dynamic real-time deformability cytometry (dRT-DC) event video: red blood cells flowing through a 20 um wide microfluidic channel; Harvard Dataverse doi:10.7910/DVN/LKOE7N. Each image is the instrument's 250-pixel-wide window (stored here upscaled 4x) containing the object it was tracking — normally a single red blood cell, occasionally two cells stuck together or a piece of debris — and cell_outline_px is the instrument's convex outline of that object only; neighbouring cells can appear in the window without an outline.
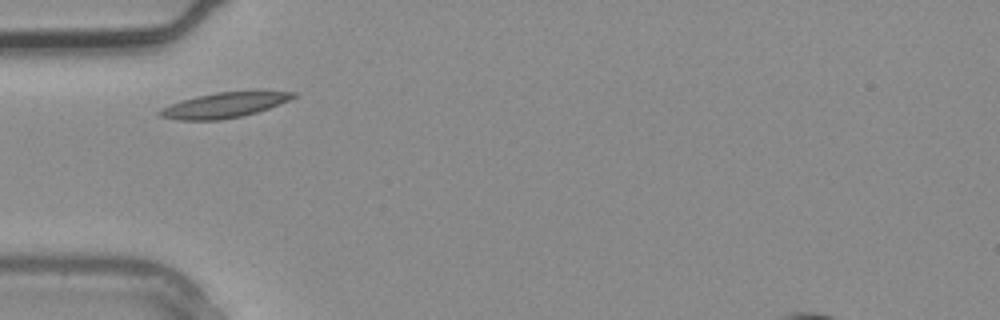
{"species": "common noctule bat (a hibernating species)", "species_latin": "Nyctalus noctula", "temperature_condition": "warm", "stored_images_in_passage": 1, "camera_frame_rate_fps": 3000, "um_per_image_px": 0.085, "animal": {"sex": "male", "body_mass_g": 20.4}, "frame": {"image": 1, "passage_image": 1, "time_ms": 0.0, "image_size_px": [1000, 320], "cell_outline_px": [[296, 96], [288, 100], [268, 108], [256, 112], [240, 116], [220, 120], [180, 120], [160, 116], [156, 112], [160, 108], [180, 100], [196, 96], [216, 92], [260, 88], [296, 92]], "centroid_in_image_um": [19.12, 8.88], "position_along_channel_um": 65.9, "area_um2": 20.35}}